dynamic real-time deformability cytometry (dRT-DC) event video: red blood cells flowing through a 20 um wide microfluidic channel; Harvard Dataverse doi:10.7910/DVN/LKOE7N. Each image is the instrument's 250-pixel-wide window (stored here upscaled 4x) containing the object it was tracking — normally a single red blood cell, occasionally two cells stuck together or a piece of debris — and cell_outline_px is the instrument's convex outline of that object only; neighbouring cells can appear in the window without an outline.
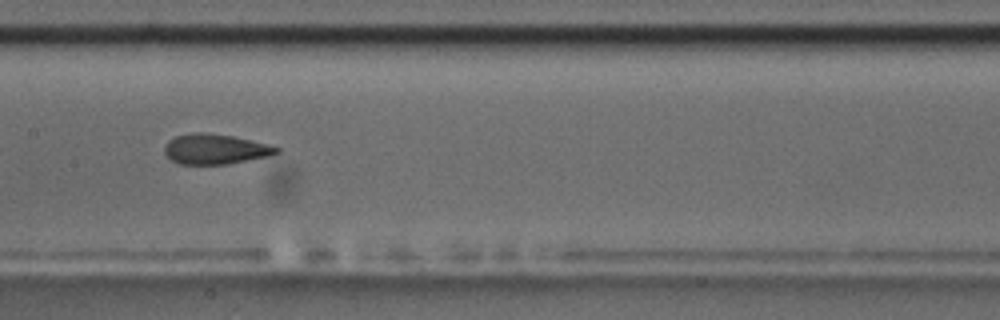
{"species": "common noctule bat (a hibernating species)", "species_latin": "Nyctalus noctula", "temperature_condition": "room temperature", "stored_images_in_passage": 5, "camera_frame_rate_fps": 3000, "um_per_image_px": 0.085, "animal": {"sex": "male", "body_mass_g": 17.5, "forearm_length_mm": 52.3}, "frame": {"image": 1, "passage_image": 4, "time_ms": 3.333, "image_size_px": [1000, 320], "cell_outline_px": [[280, 152], [268, 156], [228, 164], [180, 164], [172, 160], [164, 152], [164, 144], [168, 140], [176, 136], [196, 132], [204, 132], [232, 136], [268, 144], [280, 148]], "centroid_in_image_um": [18.28, 12.67], "position_along_channel_um": 189.1, "area_um2": 19.59}}